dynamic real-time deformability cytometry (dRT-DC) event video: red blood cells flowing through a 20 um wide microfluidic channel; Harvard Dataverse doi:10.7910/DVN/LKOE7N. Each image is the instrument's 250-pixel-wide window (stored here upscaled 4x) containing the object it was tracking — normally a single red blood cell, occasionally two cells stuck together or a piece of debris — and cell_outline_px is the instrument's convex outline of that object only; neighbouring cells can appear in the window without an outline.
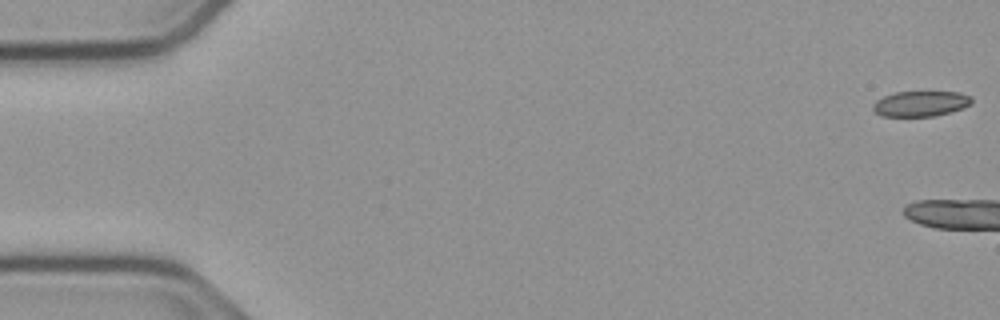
{"species": "common noctule bat (a hibernating species)", "species_latin": "Nyctalus noctula", "temperature_condition": "cold", "stored_images_in_passage": 5, "camera_frame_rate_fps": 3000, "um_per_image_px": 0.085, "animal": {"sex": "male", "body_mass_g": 23.1, "forearm_length_mm": 52.7}, "frame": {"image": 1, "passage_image": 1, "time_ms": 0.0, "image_size_px": [1000, 320], "cell_outline_px": [[972, 104], [964, 108], [952, 112], [936, 116], [880, 116], [872, 108], [872, 104], [876, 100], [884, 96], [896, 92], [960, 92], [972, 96]], "centroid_in_image_um": [78.29, 8.81], "position_along_channel_um": 6.7, "area_um2": 14.8}}